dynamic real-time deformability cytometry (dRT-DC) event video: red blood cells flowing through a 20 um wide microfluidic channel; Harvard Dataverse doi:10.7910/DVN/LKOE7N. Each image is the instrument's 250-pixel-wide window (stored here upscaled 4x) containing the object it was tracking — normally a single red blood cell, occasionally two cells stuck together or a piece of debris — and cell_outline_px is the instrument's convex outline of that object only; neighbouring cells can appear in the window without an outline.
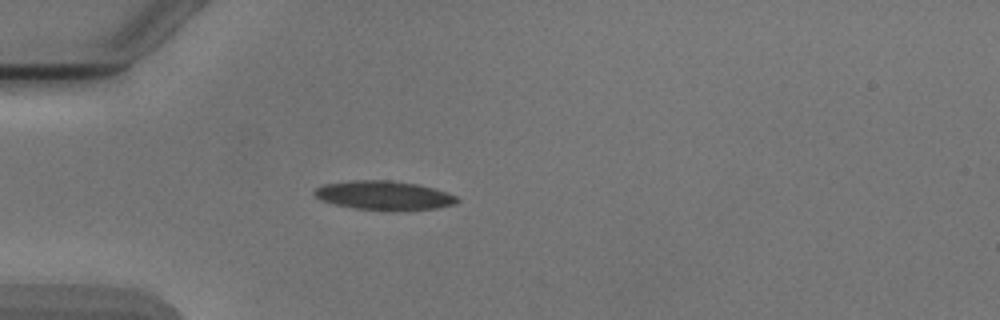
{"species": "Egyptian fruit bat (a non-hibernating species)", "species_latin": "Rousettus aegyptiacus", "temperature_condition": "cold", "stored_images_in_passage": 5, "camera_frame_rate_fps": 3000, "um_per_image_px": 0.085, "animal": {"sex": "male"}, "frame": {"image": 1, "passage_image": 5, "time_ms": 5.0, "image_size_px": [1000, 320], "cell_outline_px": [[460, 200], [456, 204], [436, 208], [392, 212], [352, 208], [320, 200], [312, 192], [316, 188], [324, 184], [352, 180], [388, 180], [416, 184], [432, 188], [456, 196]], "centroid_in_image_um": [32.62, 16.63], "position_along_channel_um": 52.4, "area_um2": 24.33}}